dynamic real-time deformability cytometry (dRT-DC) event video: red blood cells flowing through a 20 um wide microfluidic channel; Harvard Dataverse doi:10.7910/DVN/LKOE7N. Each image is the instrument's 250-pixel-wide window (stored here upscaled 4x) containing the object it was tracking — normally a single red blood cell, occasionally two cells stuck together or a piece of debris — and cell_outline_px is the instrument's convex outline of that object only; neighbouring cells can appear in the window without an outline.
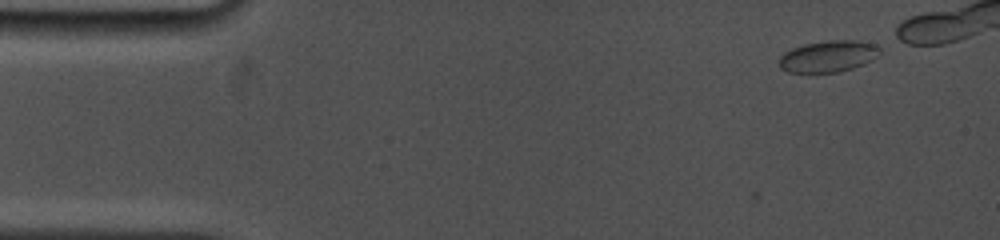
{"species": "common noctule bat (a hibernating species)", "species_latin": "Nyctalus noctula", "temperature_condition": "cold", "stored_images_in_passage": 6, "camera_frame_rate_fps": 5000, "um_per_image_px": 0.085, "animal": {"sex": "female", "body_mass_g": 19.0, "forearm_length_mm": 53.3}, "frame": {"image": 1, "passage_image": 6, "time_ms": 2.2, "image_size_px": [1000, 240], "cell_outline_px": [[880, 56], [864, 64], [840, 72], [788, 72], [780, 68], [780, 56], [784, 52], [792, 48], [804, 44], [828, 40], [856, 40], [872, 44], [880, 48]], "centroid_in_image_um": [70.41, 4.78], "position_along_channel_um": 14.6, "area_um2": 18.5}}